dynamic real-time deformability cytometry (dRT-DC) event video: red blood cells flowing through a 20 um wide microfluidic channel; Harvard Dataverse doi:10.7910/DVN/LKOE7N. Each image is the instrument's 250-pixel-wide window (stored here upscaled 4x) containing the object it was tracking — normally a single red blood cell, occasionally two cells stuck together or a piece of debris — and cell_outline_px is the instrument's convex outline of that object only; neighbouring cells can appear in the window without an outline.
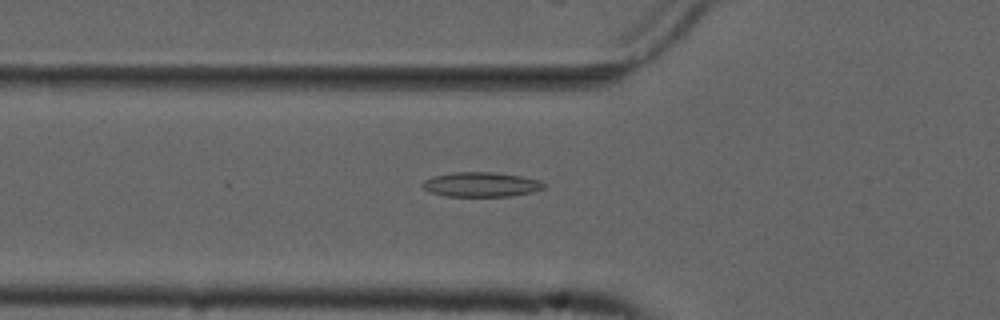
{"species": "common noctule bat (a hibernating species)", "species_latin": "Nyctalus noctula", "temperature_condition": "cold", "stored_images_in_passage": 38, "camera_frame_rate_fps": 3000, "um_per_image_px": 0.085, "animal": {"sex": "male", "forearm_length_mm": 52.5}, "frame": {"image": 1, "passage_image": 2, "time_ms": 0.333, "image_size_px": [1000, 320], "cell_outline_px": [[548, 184], [544, 188], [532, 192], [512, 196], [444, 196], [428, 192], [420, 184], [424, 180], [432, 176], [452, 172], [492, 172], [520, 176], [540, 180]], "centroid_in_image_um": [40.88, 15.68], "position_along_channel_um": 84.9, "area_um2": 17.63}}
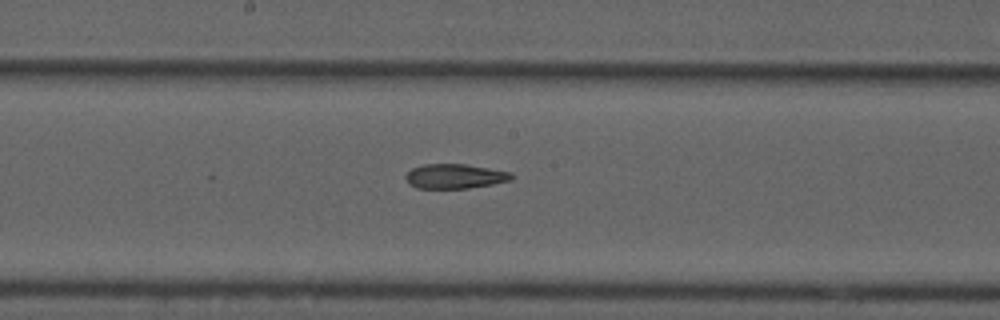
{"frame": {"image": 2, "passage_image": 12, "time_ms": 3.667, "image_size_px": [1000, 320], "cell_outline_px": [[516, 176], [512, 180], [492, 184], [468, 188], [416, 188], [404, 176], [412, 168], [424, 164], [464, 164], [512, 172]], "centroid_in_image_um": [38.72, 14.98], "position_along_channel_um": 209.5, "area_um2": 15.09}}
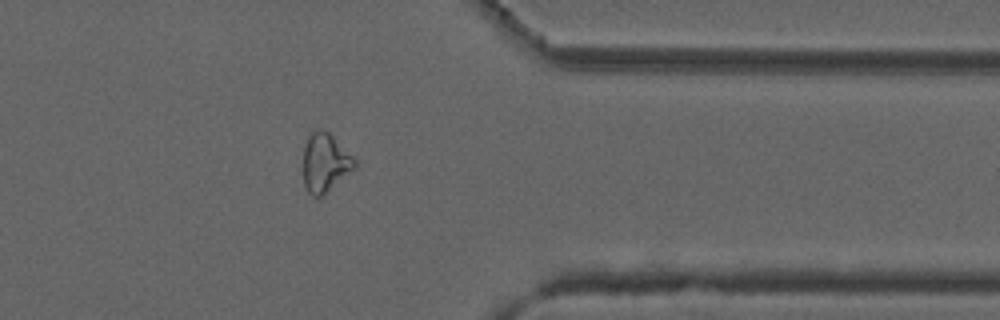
{"frame": {"image": 3, "passage_image": 27, "time_ms": 8.667, "image_size_px": [1000, 320], "cell_outline_px": [[356, 168], [320, 196], [312, 196], [308, 192], [304, 184], [304, 144], [308, 136], [312, 132], [320, 128], [328, 132], [356, 160]], "centroid_in_image_um": [27.62, 13.81], "position_along_channel_um": 383.8, "area_um2": 17.22}, "authors_computed_cell_mechanics": {"area_um2": 16.473, "velocity_mm_per_s": 3.7255, "shape_relaxation_time_tau1_ms": null, "shape_relaxation_time_tau2_ms": 5.4918, "deformation_change_tau1": null, "deformation_change_tau2": 0.1297}}